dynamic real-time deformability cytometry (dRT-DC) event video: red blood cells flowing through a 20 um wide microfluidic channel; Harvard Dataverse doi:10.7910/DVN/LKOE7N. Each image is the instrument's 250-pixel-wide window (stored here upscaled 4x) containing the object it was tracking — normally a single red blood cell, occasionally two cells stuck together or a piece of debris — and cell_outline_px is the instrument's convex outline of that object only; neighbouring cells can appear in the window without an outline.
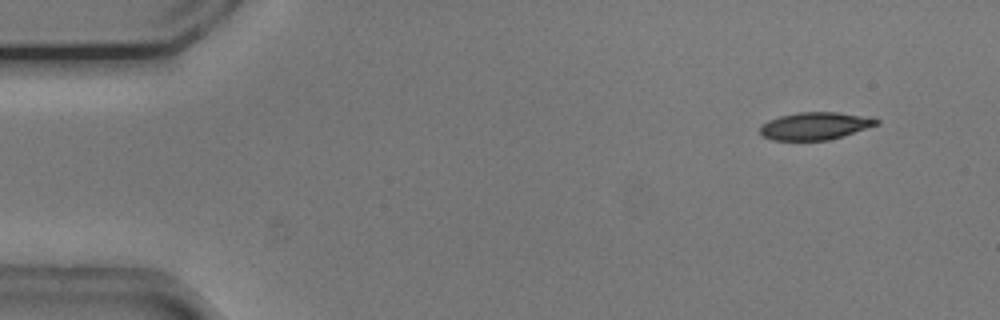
{"species": "common noctule bat (a hibernating species)", "species_latin": "Nyctalus noctula", "temperature_condition": "cold", "stored_images_in_passage": 18, "camera_frame_rate_fps": 3000, "um_per_image_px": 0.085, "animal": {"sex": "male", "body_mass_g": 20.5, "forearm_length_mm": 52.5}, "frame": {"image": 1, "passage_image": 4, "time_ms": 1.0, "image_size_px": [1000, 320], "cell_outline_px": [[880, 124], [844, 136], [828, 140], [772, 140], [764, 136], [760, 132], [760, 124], [768, 120], [780, 116], [796, 112], [836, 112], [860, 116], [880, 120]], "centroid_in_image_um": [69.26, 10.71], "position_along_channel_um": 15.7, "area_um2": 18.61}}
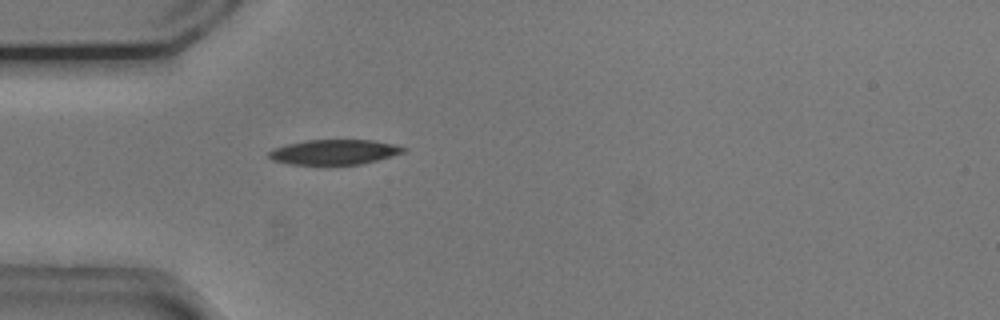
{"frame": {"image": 2, "passage_image": 15, "time_ms": 4.667, "image_size_px": [1000, 320], "cell_outline_px": [[408, 148], [404, 152], [392, 156], [364, 164], [292, 164], [272, 160], [268, 156], [268, 152], [272, 148], [304, 140], [372, 140], [392, 144]], "centroid_in_image_um": [28.41, 12.92], "position_along_channel_um": 56.6, "area_um2": 19.54}}